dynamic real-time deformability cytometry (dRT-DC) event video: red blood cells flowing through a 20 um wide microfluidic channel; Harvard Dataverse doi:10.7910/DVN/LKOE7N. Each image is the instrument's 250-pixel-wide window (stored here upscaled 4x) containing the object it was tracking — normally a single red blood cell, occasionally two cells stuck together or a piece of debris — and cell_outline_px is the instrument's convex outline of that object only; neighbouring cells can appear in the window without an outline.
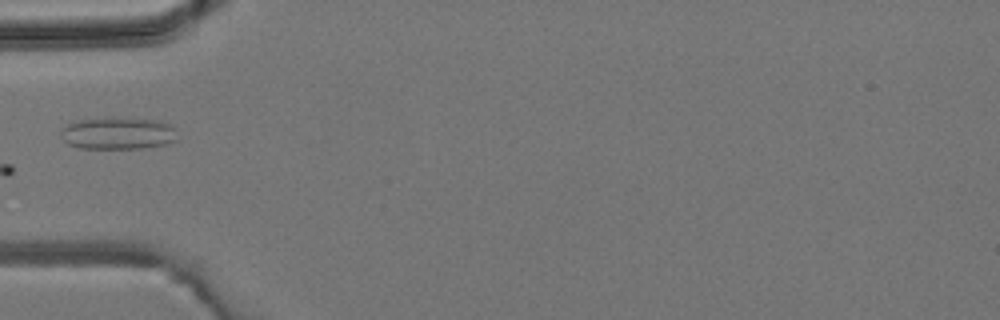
{"species": "common noctule bat (a hibernating species)", "species_latin": "Nyctalus noctula", "temperature_condition": "room temperature", "stored_images_in_passage": 4, "camera_frame_rate_fps": 3000, "um_per_image_px": 0.085, "animal": {"sex": "male", "body_mass_g": 19.2, "forearm_length_mm": 51.8}, "frame": {"image": 1, "passage_image": 4, "time_ms": 4.667, "image_size_px": [1000, 320], "cell_outline_px": [[180, 140], [164, 144], [144, 148], [80, 148], [68, 144], [60, 136], [60, 128], [76, 120], [112, 116], [160, 120], [172, 124], [176, 128]], "centroid_in_image_um": [10.07, 11.3], "position_along_channel_um": 74.9, "area_um2": 22.66}}